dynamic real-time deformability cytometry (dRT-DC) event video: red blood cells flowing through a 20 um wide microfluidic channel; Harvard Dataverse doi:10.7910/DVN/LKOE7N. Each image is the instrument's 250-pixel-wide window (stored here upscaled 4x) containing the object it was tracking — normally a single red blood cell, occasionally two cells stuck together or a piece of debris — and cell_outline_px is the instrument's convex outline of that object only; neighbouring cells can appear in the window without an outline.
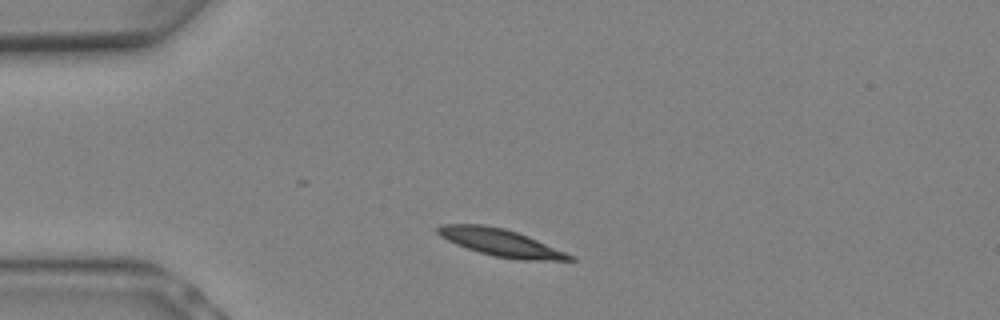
{"species": "Egyptian fruit bat (a non-hibernating species)", "species_latin": "Rousettus aegyptiacus", "temperature_condition": "warm", "stored_images_in_passage": 5, "camera_frame_rate_fps": 3000, "um_per_image_px": 0.085, "animal": {"sex": "female"}, "frame": {"image": 1, "passage_image": 1, "time_ms": 0.0, "image_size_px": [1000, 320], "cell_outline_px": [[576, 260], [524, 260], [492, 256], [456, 244], [440, 236], [436, 232], [436, 228], [440, 224], [484, 224], [504, 228], [528, 236], [576, 256]], "centroid_in_image_um": [42.57, 20.61], "position_along_channel_um": 42.4, "area_um2": 20.92}}
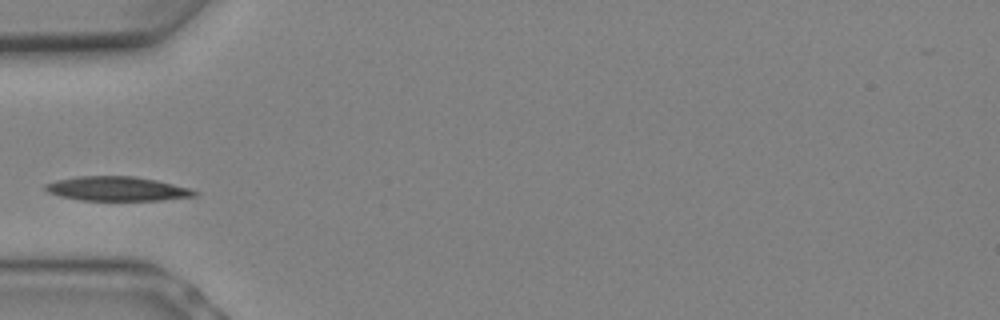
{"frame": {"image": 2, "passage_image": 3, "time_ms": 0.667, "image_size_px": [1000, 320], "cell_outline_px": [[200, 192], [196, 196], [164, 200], [80, 200], [60, 196], [48, 192], [44, 188], [44, 184], [56, 180], [76, 176], [136, 176], [156, 180], [192, 188]], "centroid_in_image_um": [9.99, 16.04], "position_along_channel_um": 75.0, "area_um2": 21.33}}
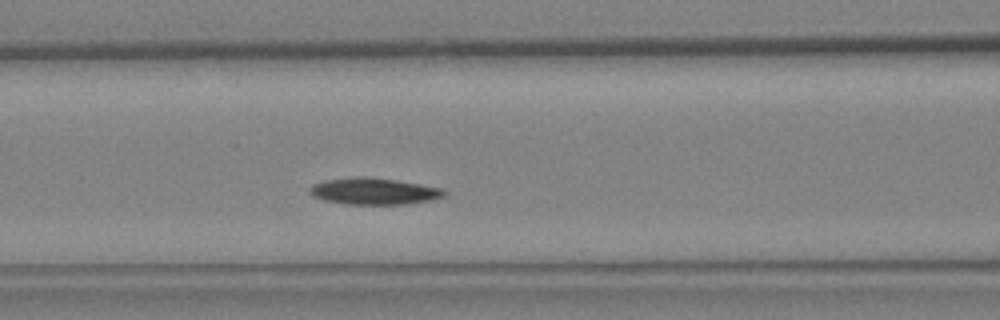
{"frame": {"image": 3, "passage_image": 5, "time_ms": 1.333, "image_size_px": [1000, 320], "cell_outline_px": [[448, 196], [432, 200], [408, 204], [344, 204], [324, 200], [312, 196], [308, 192], [308, 188], [312, 184], [324, 180], [352, 176], [364, 176], [396, 180], [444, 188], [448, 192]], "centroid_in_image_um": [31.8, 16.25], "position_along_channel_um": 134.8, "area_um2": 21.33}}